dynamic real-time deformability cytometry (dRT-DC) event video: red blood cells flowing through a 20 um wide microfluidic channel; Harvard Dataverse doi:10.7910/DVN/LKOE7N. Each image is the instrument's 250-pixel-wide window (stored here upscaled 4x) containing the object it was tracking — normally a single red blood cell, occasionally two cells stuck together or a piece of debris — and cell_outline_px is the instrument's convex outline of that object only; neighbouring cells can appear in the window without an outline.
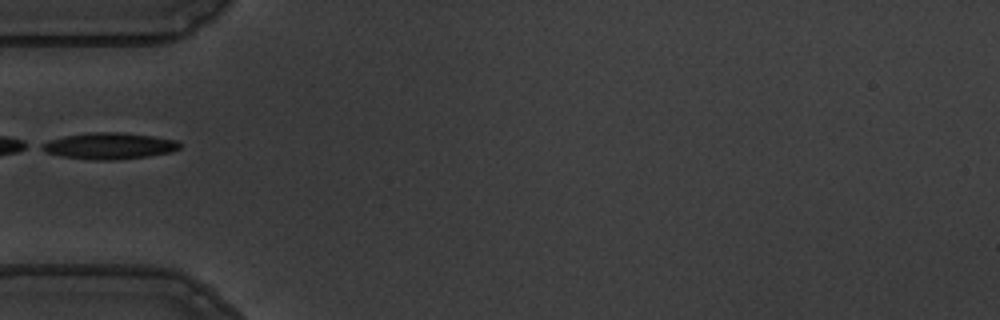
{"species": "common noctule bat (a hibernating species)", "species_latin": "Nyctalus noctula", "temperature_condition": "warm", "stored_images_in_passage": 37, "camera_frame_rate_fps": 3000, "um_per_image_px": 0.085, "animal": {"sex": "male", "body_mass_g": 19.5, "forearm_length_mm": 54.6}, "frame": {"image": 1, "passage_image": 1, "time_ms": 0.0, "image_size_px": [1000, 320], "cell_outline_px": [[180, 148], [168, 152], [148, 156], [112, 160], [96, 160], [64, 156], [48, 152], [40, 148], [40, 144], [48, 140], [64, 136], [88, 132], [120, 132], [152, 136], [176, 140], [180, 144]], "centroid_in_image_um": [9.26, 12.39], "position_along_channel_um": 75.7, "area_um2": 20.92}}